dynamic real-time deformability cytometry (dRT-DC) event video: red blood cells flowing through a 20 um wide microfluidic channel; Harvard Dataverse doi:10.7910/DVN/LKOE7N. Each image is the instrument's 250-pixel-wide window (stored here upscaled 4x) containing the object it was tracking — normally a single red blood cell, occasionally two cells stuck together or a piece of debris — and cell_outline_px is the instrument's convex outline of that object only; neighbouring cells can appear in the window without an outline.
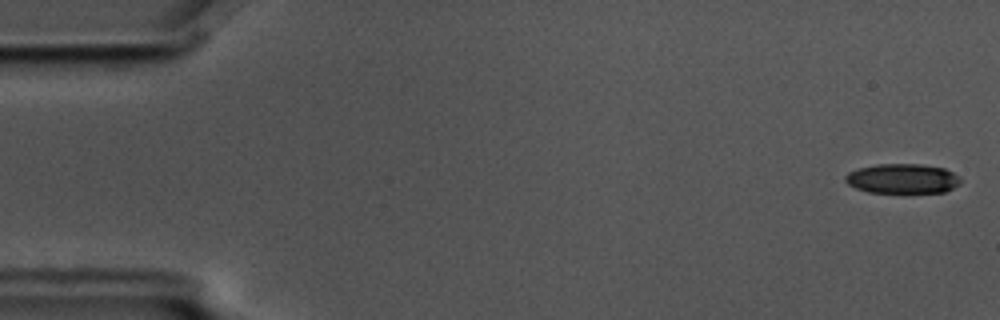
{"species": "common noctule bat (a hibernating species)", "species_latin": "Nyctalus noctula", "temperature_condition": "cold", "stored_images_in_passage": 5, "camera_frame_rate_fps": 3000, "um_per_image_px": 0.085, "animal": {"sex": "male", "body_mass_g": 17.5, "forearm_length_mm": 52.3}, "frame": {"image": 1, "passage_image": 1, "time_ms": 0.0, "image_size_px": [1000, 320], "cell_outline_px": [[960, 184], [944, 192], [904, 196], [868, 192], [856, 188], [848, 184], [844, 180], [844, 176], [848, 172], [856, 168], [876, 164], [920, 164], [944, 168], [960, 176]], "centroid_in_image_um": [76.69, 15.24], "position_along_channel_um": 8.3, "area_um2": 21.1}}